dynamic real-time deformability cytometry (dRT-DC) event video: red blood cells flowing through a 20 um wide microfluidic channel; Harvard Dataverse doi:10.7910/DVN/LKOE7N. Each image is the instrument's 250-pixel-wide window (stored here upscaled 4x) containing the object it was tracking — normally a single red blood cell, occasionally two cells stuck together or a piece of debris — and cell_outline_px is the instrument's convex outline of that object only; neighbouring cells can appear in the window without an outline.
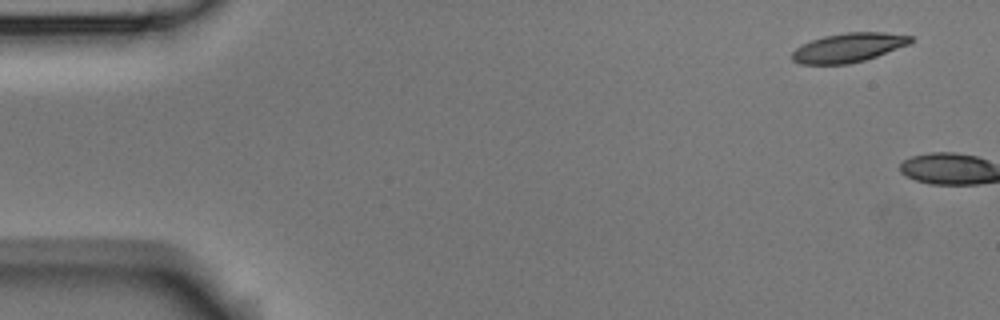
{"species": "Egyptian fruit bat (a non-hibernating species)", "species_latin": "Rousettus aegyptiacus", "temperature_condition": "room temperature", "stored_images_in_passage": 2, "camera_frame_rate_fps": 3000, "um_per_image_px": 0.085, "animal": {"sex": "male"}, "frame": {"image": 1, "passage_image": 1, "time_ms": 0.0, "image_size_px": [1000, 320], "cell_outline_px": [[912, 40], [908, 44], [876, 56], [864, 60], [848, 64], [800, 64], [792, 60], [792, 52], [796, 48], [812, 40], [824, 36], [844, 32], [884, 32], [912, 36]], "centroid_in_image_um": [72.09, 4.04], "position_along_channel_um": 12.9, "area_um2": 19.88}}